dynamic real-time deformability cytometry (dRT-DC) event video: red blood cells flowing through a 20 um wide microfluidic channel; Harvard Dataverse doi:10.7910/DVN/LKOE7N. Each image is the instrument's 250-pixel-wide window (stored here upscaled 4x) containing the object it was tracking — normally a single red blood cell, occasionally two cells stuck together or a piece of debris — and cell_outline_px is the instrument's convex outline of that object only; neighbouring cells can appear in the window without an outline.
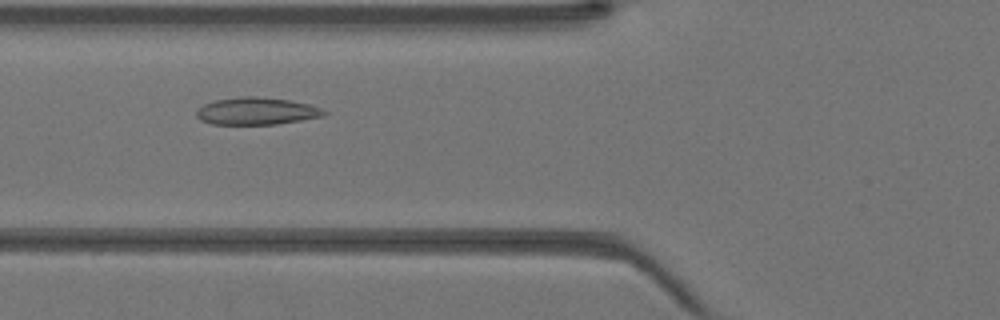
{"species": "Egyptian fruit bat (a non-hibernating species)", "species_latin": "Rousettus aegyptiacus", "temperature_condition": "warm", "stored_images_in_passage": 39, "camera_frame_rate_fps": 3000, "um_per_image_px": 0.085, "animal": {"sex": "female"}, "frame": {"image": 1, "passage_image": 12, "time_ms": 3.667, "image_size_px": [1000, 320], "cell_outline_px": [[328, 112], [324, 116], [276, 124], [212, 124], [200, 120], [196, 116], [196, 112], [204, 104], [216, 100], [244, 96], [256, 96], [288, 100], [308, 104], [320, 108]], "centroid_in_image_um": [21.8, 9.45], "position_along_channel_um": 104.0, "area_um2": 20.06}}
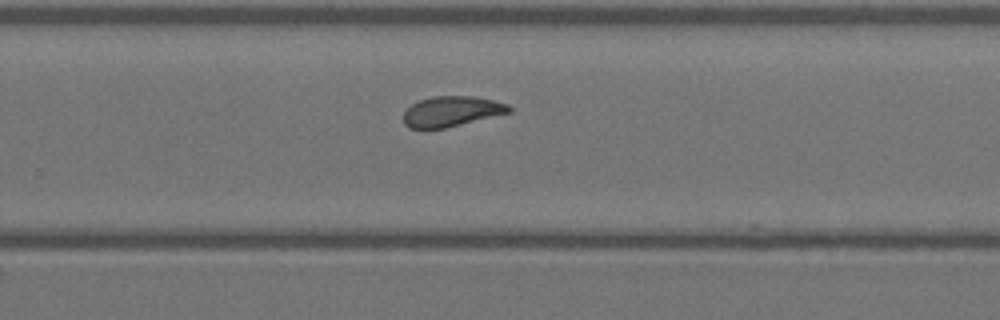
{"frame": {"image": 2, "passage_image": 24, "time_ms": 7.667, "image_size_px": [1000, 320], "cell_outline_px": [[512, 112], [444, 128], [424, 132], [408, 128], [404, 124], [404, 112], [412, 104], [420, 100], [432, 96], [476, 96], [508, 104], [512, 108]], "centroid_in_image_um": [38.34, 9.5], "position_along_channel_um": 291.5, "area_um2": 19.07}}
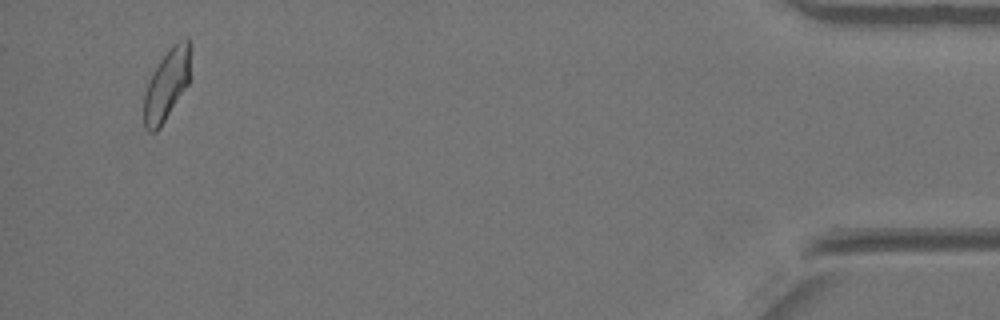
{"frame": {"image": 3, "passage_image": 37, "time_ms": 12.0, "image_size_px": [1000, 320], "cell_outline_px": [[192, 48], [188, 84], [160, 128], [156, 132], [148, 132], [144, 128], [144, 92], [148, 80], [152, 72], [168, 48], [172, 44], [184, 36], [188, 36]], "centroid_in_image_um": [14.19, 7.13], "position_along_channel_um": 421.0, "area_um2": 19.83}}